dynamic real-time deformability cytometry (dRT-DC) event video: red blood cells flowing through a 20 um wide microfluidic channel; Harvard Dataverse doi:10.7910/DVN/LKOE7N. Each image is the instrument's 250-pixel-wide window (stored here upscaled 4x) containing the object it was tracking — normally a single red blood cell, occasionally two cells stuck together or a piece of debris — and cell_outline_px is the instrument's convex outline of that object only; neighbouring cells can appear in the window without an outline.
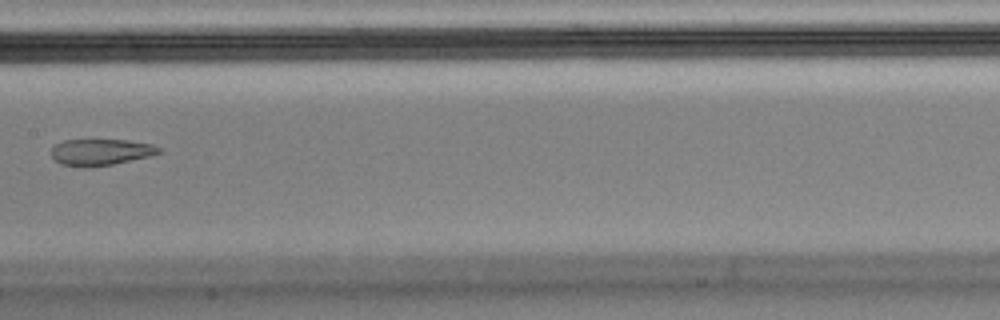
{"species": "Egyptian fruit bat (a non-hibernating species)", "species_latin": "Rousettus aegyptiacus", "temperature_condition": "cold", "stored_images_in_passage": 10, "camera_frame_rate_fps": 3000, "um_per_image_px": 0.085, "animal": {"sex": "male"}, "frame": {"image": 1, "passage_image": 4, "time_ms": 1.0, "image_size_px": [1000, 320], "cell_outline_px": [[164, 152], [148, 156], [112, 164], [84, 168], [80, 168], [60, 164], [52, 156], [52, 148], [56, 144], [64, 140], [128, 140], [152, 144], [164, 148]], "centroid_in_image_um": [8.59, 12.93], "position_along_channel_um": 198.8, "area_um2": 16.65}}
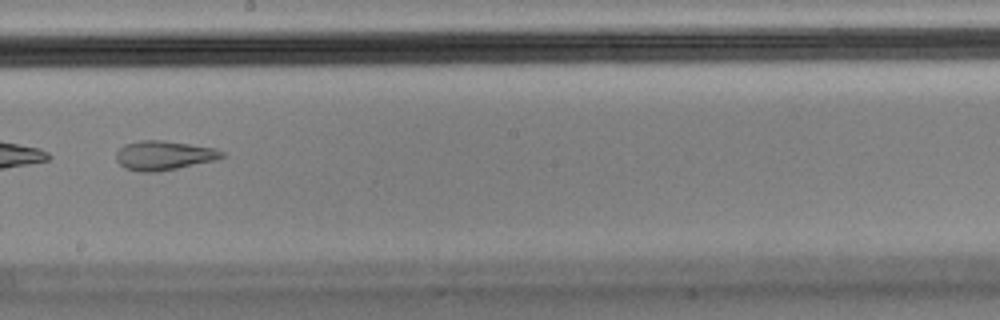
{"frame": {"image": 2, "passage_image": 5, "time_ms": 1.333, "image_size_px": [1000, 320], "cell_outline_px": [[224, 156], [216, 160], [156, 172], [140, 172], [124, 168], [116, 160], [116, 152], [124, 144], [140, 140], [160, 140], [216, 148], [224, 152]], "centroid_in_image_um": [13.9, 13.21], "position_along_channel_um": 234.3, "area_um2": 17.98}}